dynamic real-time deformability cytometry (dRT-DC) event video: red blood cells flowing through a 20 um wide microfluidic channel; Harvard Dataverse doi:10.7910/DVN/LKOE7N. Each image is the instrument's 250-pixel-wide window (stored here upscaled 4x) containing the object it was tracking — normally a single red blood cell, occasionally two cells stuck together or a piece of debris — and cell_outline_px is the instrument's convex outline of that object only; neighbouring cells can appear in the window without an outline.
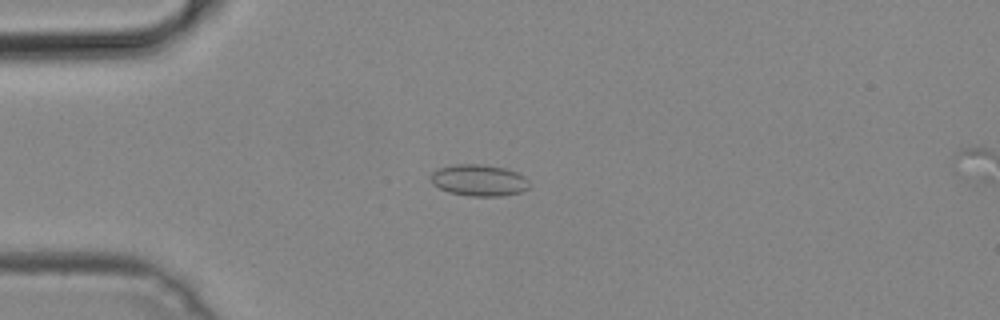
{"species": "common noctule bat (a hibernating species)", "species_latin": "Nyctalus noctula", "temperature_condition": "cold", "stored_images_in_passage": 46, "camera_frame_rate_fps": 3000, "um_per_image_px": 0.085, "animal": {"sex": "male", "body_mass_g": 19.2, "forearm_length_mm": 51.8}, "frame": {"image": 1, "passage_image": 8, "time_ms": 2.333, "image_size_px": [1000, 320], "cell_outline_px": [[528, 188], [520, 192], [500, 196], [468, 196], [448, 192], [432, 184], [432, 172], [436, 168], [456, 164], [484, 164], [504, 168], [516, 172], [524, 176], [528, 180]], "centroid_in_image_um": [40.69, 15.32], "position_along_channel_um": 44.3, "area_um2": 18.09}}
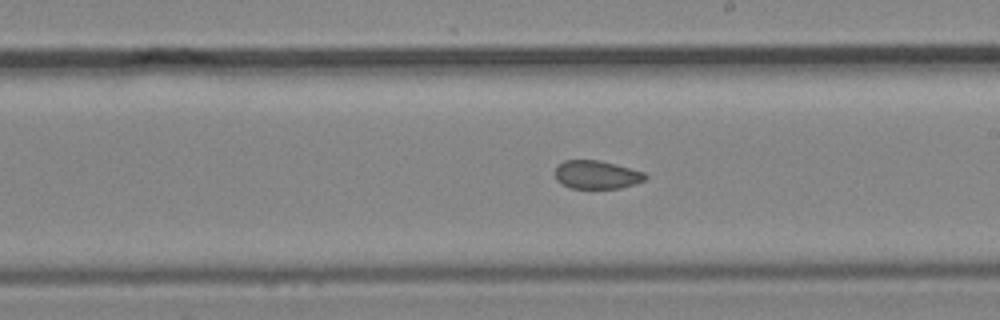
{"frame": {"image": 2, "passage_image": 24, "time_ms": 7.667, "image_size_px": [1000, 320], "cell_outline_px": [[648, 176], [644, 180], [620, 188], [572, 188], [556, 180], [556, 168], [564, 160], [600, 160], [616, 164], [644, 172]], "centroid_in_image_um": [50.73, 14.84], "position_along_channel_um": 238.3, "area_um2": 14.68}}
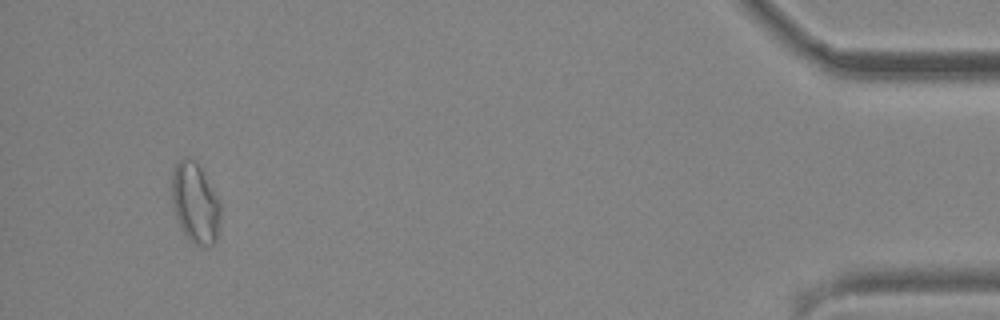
{"frame": {"image": 3, "passage_image": 43, "time_ms": 14.0, "image_size_px": [1000, 320], "cell_outline_px": [[220, 220], [216, 240], [212, 244], [196, 244], [180, 228], [176, 220], [172, 200], [172, 172], [176, 164], [184, 156], [188, 156], [200, 168], [216, 196], [220, 204]], "centroid_in_image_um": [16.57, 17.24], "position_along_channel_um": 418.6, "area_um2": 22.2}}